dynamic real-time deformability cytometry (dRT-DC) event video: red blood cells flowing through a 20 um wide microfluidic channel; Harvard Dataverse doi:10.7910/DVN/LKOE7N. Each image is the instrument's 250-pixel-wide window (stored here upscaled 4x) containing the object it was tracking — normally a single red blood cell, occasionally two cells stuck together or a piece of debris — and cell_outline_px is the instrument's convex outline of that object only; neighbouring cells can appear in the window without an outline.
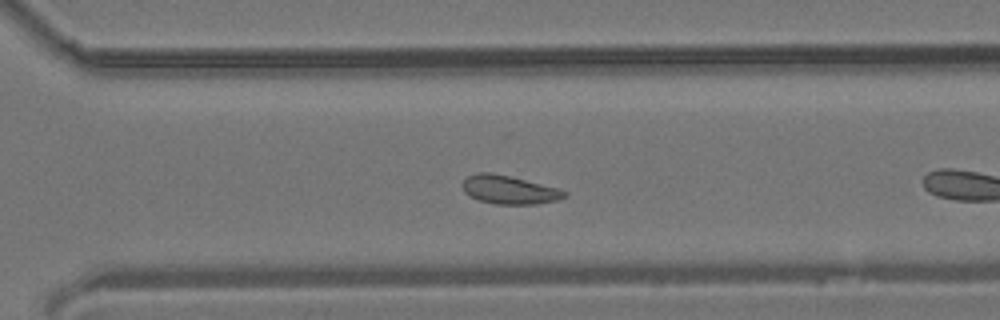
{"species": "common noctule bat (a hibernating species)", "species_latin": "Nyctalus noctula", "temperature_condition": "room temperature", "stored_images_in_passage": 28, "camera_frame_rate_fps": 3000, "um_per_image_px": 0.085, "animal": {"sex": "male", "body_mass_g": 19.2, "forearm_length_mm": 51.8}, "frame": {"image": 1, "passage_image": 16, "time_ms": 5.0, "image_size_px": [1000, 320], "cell_outline_px": [[568, 196], [560, 200], [536, 204], [496, 204], [480, 200], [468, 196], [464, 192], [460, 184], [468, 176], [476, 172], [492, 172], [556, 188], [568, 192]], "centroid_in_image_um": [43.25, 16.14], "position_along_channel_um": 327.4, "area_um2": 16.94}}